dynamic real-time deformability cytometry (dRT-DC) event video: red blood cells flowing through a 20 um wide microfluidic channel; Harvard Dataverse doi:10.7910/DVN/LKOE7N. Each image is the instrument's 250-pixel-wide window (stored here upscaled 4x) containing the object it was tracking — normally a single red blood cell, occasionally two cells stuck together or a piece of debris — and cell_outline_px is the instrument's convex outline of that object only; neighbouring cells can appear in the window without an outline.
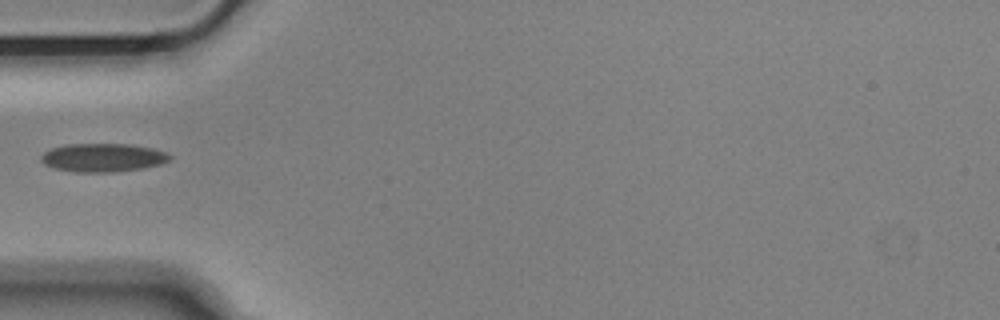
{"species": "Egyptian fruit bat (a non-hibernating species)", "species_latin": "Rousettus aegyptiacus", "temperature_condition": "cold", "stored_images_in_passage": 14, "camera_frame_rate_fps": 3000, "um_per_image_px": 0.085, "animal": {"sex": "male"}, "frame": {"image": 1, "passage_image": 9, "time_ms": 2.667, "image_size_px": [1000, 320], "cell_outline_px": [[172, 156], [168, 160], [160, 164], [144, 168], [108, 172], [76, 172], [52, 168], [44, 164], [40, 160], [40, 156], [44, 152], [52, 148], [64, 144], [128, 144], [152, 148], [168, 152]], "centroid_in_image_um": [8.72, 13.39], "position_along_channel_um": 76.3, "area_um2": 21.39}}
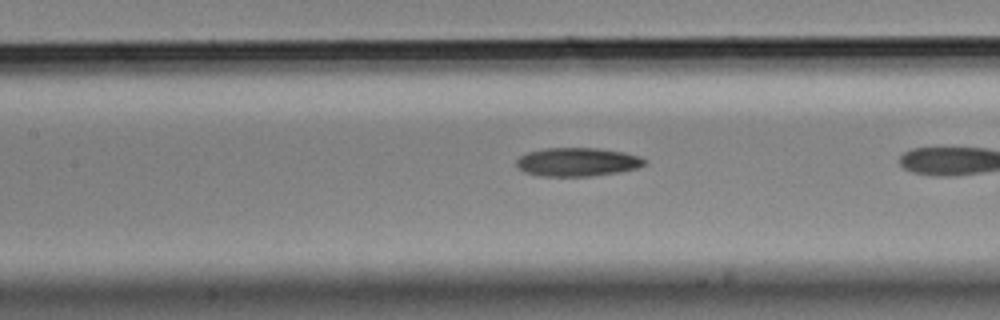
{"frame": {"image": 2, "passage_image": 13, "time_ms": 4.0, "image_size_px": [1000, 320], "cell_outline_px": [[648, 164], [636, 168], [620, 172], [592, 176], [540, 176], [524, 172], [516, 164], [516, 160], [520, 156], [528, 152], [544, 148], [600, 148], [624, 152], [640, 156], [648, 160]], "centroid_in_image_um": [49.12, 13.76], "position_along_channel_um": 158.3, "area_um2": 21.56}}